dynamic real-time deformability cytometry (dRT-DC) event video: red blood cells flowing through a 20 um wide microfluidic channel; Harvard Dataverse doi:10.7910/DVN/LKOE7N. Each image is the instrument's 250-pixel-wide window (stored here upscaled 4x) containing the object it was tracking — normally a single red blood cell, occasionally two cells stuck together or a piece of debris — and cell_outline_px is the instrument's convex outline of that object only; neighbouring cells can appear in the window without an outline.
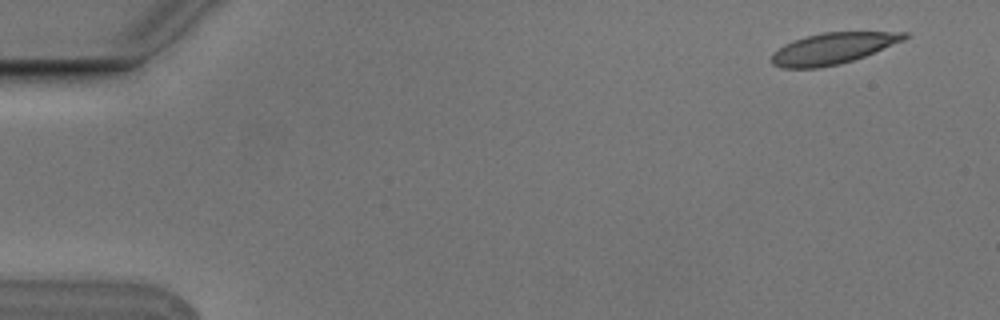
{"species": "Egyptian fruit bat (a non-hibernating species)", "species_latin": "Rousettus aegyptiacus", "temperature_condition": "cold", "stored_images_in_passage": 5, "camera_frame_rate_fps": 3000, "um_per_image_px": 0.085, "animal": {"sex": "male"}, "frame": {"image": 1, "passage_image": 2, "time_ms": 0.333, "image_size_px": [1000, 320], "cell_outline_px": [[908, 36], [904, 40], [864, 56], [840, 64], [820, 68], [780, 68], [772, 64], [768, 60], [772, 52], [784, 44], [792, 40], [824, 32], [908, 32]], "centroid_in_image_um": [70.71, 4.13], "position_along_channel_um": 14.3, "area_um2": 24.22}}
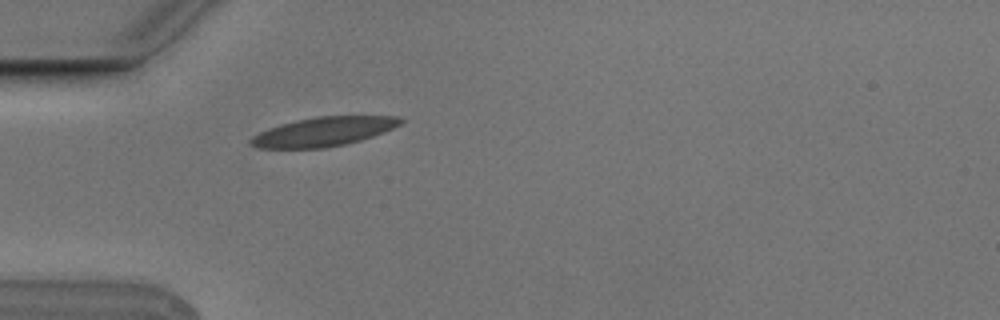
{"frame": {"image": 2, "passage_image": 5, "time_ms": 1.333, "image_size_px": [1000, 320], "cell_outline_px": [[404, 120], [400, 124], [392, 128], [372, 136], [360, 140], [344, 144], [324, 148], [256, 148], [248, 144], [248, 140], [252, 136], [260, 132], [280, 124], [296, 120], [316, 116], [396, 116]], "centroid_in_image_um": [27.44, 11.19], "position_along_channel_um": 57.6, "area_um2": 25.26}}